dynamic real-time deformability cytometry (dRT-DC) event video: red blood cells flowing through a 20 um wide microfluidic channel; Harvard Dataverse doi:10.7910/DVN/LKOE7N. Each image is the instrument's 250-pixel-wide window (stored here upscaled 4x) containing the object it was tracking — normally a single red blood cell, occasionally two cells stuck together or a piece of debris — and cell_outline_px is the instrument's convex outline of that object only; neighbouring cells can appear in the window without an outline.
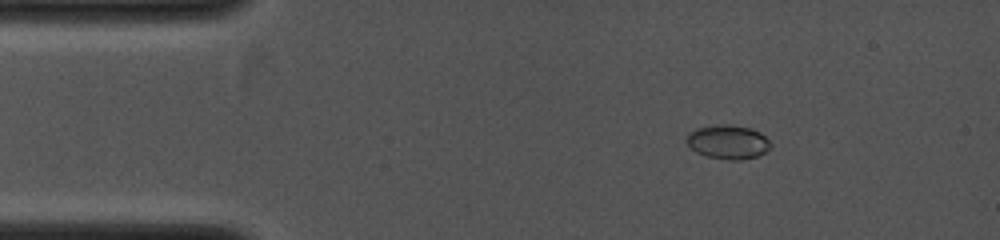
{"species": "common noctule bat (a hibernating species)", "species_latin": "Nyctalus noctula", "temperature_condition": "cold", "stored_images_in_passage": 3, "camera_frame_rate_fps": 4000, "um_per_image_px": 0.085, "animal": {"sex": "female", "body_mass_g": 19.0, "forearm_length_mm": 53.3}, "frame": {"image": 1, "passage_image": 2, "time_ms": 1.0, "image_size_px": [1000, 240], "cell_outline_px": [[772, 144], [764, 152], [756, 156], [740, 160], [728, 160], [708, 156], [696, 152], [688, 144], [688, 132], [696, 128], [720, 124], [728, 124], [748, 128], [760, 132]], "centroid_in_image_um": [61.87, 12.06], "position_along_channel_um": 23.1, "area_um2": 16.36}}